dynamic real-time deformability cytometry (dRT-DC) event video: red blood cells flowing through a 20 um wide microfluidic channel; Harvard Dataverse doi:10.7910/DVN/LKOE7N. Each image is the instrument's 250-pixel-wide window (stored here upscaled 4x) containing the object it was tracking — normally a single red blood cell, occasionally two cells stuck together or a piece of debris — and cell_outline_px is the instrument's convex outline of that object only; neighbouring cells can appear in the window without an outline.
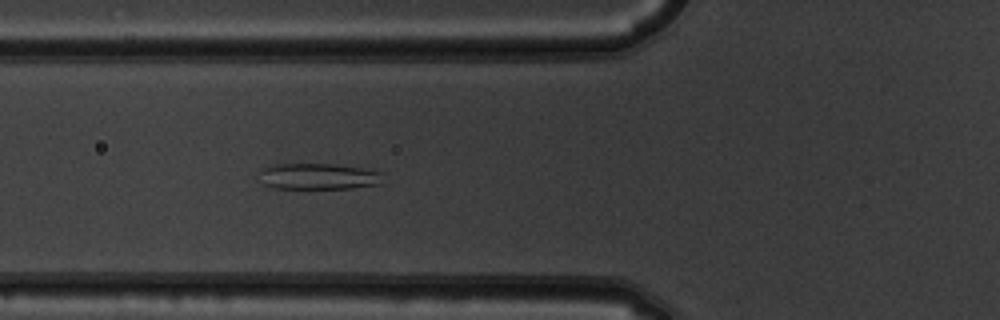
{"species": "common noctule bat (a hibernating species)", "species_latin": "Nyctalus noctula", "temperature_condition": "warm", "stored_images_in_passage": 6, "camera_frame_rate_fps": 3000, "um_per_image_px": 0.085, "animal": {"sex": "male", "body_mass_g": 19.5, "forearm_length_mm": 54.6}, "frame": {"image": 1, "passage_image": 6, "time_ms": 1.667, "image_size_px": [1000, 320], "cell_outline_px": [[380, 184], [352, 188], [272, 188], [260, 184], [260, 172], [264, 168], [272, 164], [332, 164], [360, 168], [380, 172]], "centroid_in_image_um": [26.97, 15.0], "position_along_channel_um": 98.8, "area_um2": 18.67}}